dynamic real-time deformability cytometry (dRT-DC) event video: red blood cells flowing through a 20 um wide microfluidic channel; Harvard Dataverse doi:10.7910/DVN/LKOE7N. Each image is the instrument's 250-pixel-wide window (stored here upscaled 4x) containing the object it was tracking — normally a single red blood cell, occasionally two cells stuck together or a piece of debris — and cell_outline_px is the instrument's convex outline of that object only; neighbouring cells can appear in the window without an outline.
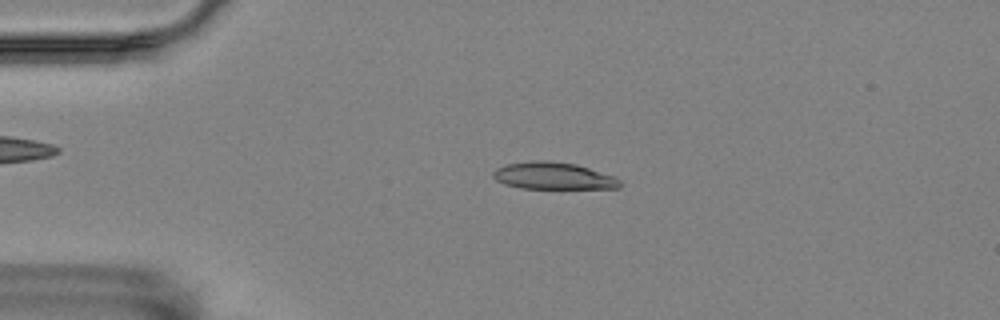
{"species": "Egyptian fruit bat (a non-hibernating species)", "species_latin": "Rousettus aegyptiacus", "temperature_condition": "room temperature", "stored_images_in_passage": 56, "camera_frame_rate_fps": 3000, "um_per_image_px": 0.085, "animal": {"sex": "female"}, "frame": {"image": 1, "passage_image": 12, "time_ms": 3.667, "image_size_px": [1000, 320], "cell_outline_px": [[620, 188], [520, 188], [504, 184], [496, 180], [492, 176], [492, 172], [496, 168], [504, 164], [536, 160], [544, 160], [576, 164], [616, 176], [620, 180]], "centroid_in_image_um": [47.01, 14.94], "position_along_channel_um": 38.0, "area_um2": 20.06}}
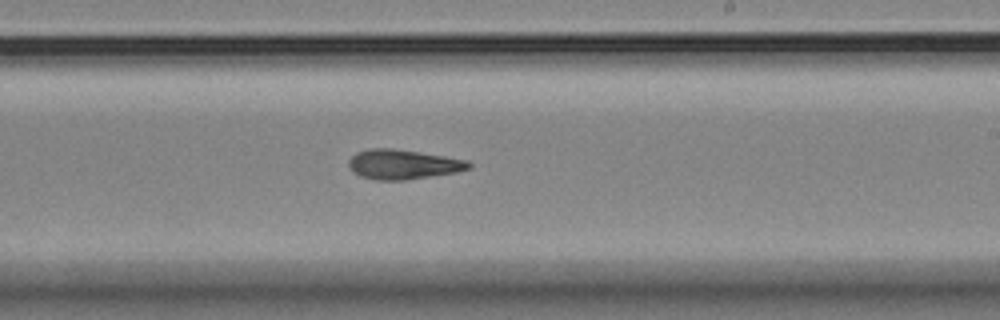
{"frame": {"image": 2, "passage_image": 33, "time_ms": 10.667, "image_size_px": [1000, 320], "cell_outline_px": [[472, 168], [456, 172], [404, 180], [376, 180], [360, 176], [352, 172], [348, 168], [348, 160], [356, 152], [368, 148], [392, 148], [444, 156], [468, 160], [472, 164]], "centroid_in_image_um": [34.22, 13.97], "position_along_channel_um": 254.8, "area_um2": 20.87}}
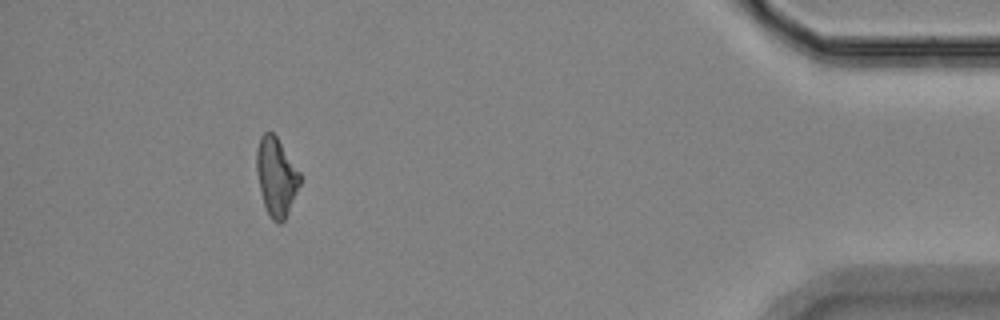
{"frame": {"image": 3, "passage_image": 51, "time_ms": 16.667, "image_size_px": [1000, 320], "cell_outline_px": [[300, 184], [288, 212], [284, 220], [280, 224], [276, 224], [268, 216], [264, 204], [256, 172], [256, 148], [260, 136], [264, 132], [272, 132], [276, 136], [300, 172]], "centroid_in_image_um": [23.46, 15.03], "position_along_channel_um": 411.7, "area_um2": 19.77}, "authors_computed_cell_mechanics": {"area_um2": 20.23, "velocity_mm_per_s": 3.5417, "shape_relaxation_time_tau1_ms": 4.3218, "shape_relaxation_time_tau2_ms": 6.0704, "deformation_change_tau1": 0.14, "deformation_change_tau2": 0.1514}}